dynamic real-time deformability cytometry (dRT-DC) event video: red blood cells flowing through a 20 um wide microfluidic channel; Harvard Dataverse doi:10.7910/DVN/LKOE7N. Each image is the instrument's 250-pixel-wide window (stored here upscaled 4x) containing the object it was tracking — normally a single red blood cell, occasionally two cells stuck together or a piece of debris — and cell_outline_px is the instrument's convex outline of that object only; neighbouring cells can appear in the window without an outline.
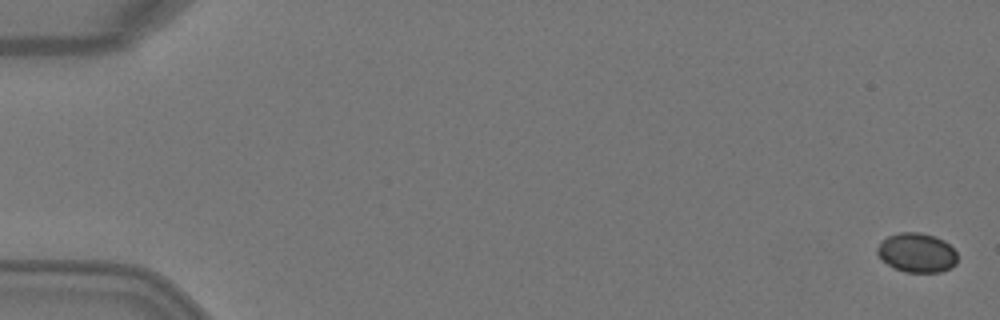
{"species": "Egyptian fruit bat (a non-hibernating species)", "species_latin": "Rousettus aegyptiacus", "temperature_condition": "warm", "stored_images_in_passage": 6, "camera_frame_rate_fps": 3000, "um_per_image_px": 0.085, "animal": {"sex": "female"}, "frame": {"image": 1, "passage_image": 1, "time_ms": 0.0, "image_size_px": [1000, 320], "cell_outline_px": [[956, 264], [952, 268], [940, 272], [904, 272], [888, 264], [876, 252], [876, 248], [888, 236], [900, 232], [920, 232], [936, 236], [944, 240], [956, 252]], "centroid_in_image_um": [77.96, 21.47], "position_along_channel_um": 7.0, "area_um2": 18.26}}
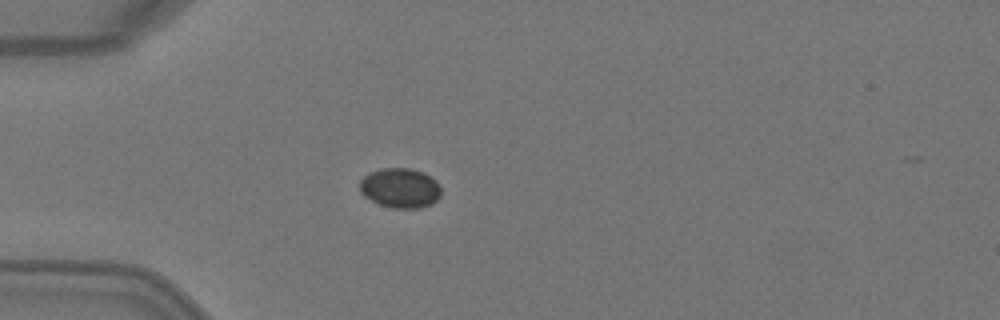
{"frame": {"image": 2, "passage_image": 5, "time_ms": 1.333, "image_size_px": [1000, 320], "cell_outline_px": [[440, 196], [432, 204], [420, 208], [392, 208], [380, 204], [364, 196], [360, 192], [360, 180], [368, 172], [380, 168], [408, 168], [424, 172], [436, 180], [440, 188]], "centroid_in_image_um": [34.01, 15.97], "position_along_channel_um": 51.0, "area_um2": 18.96}}